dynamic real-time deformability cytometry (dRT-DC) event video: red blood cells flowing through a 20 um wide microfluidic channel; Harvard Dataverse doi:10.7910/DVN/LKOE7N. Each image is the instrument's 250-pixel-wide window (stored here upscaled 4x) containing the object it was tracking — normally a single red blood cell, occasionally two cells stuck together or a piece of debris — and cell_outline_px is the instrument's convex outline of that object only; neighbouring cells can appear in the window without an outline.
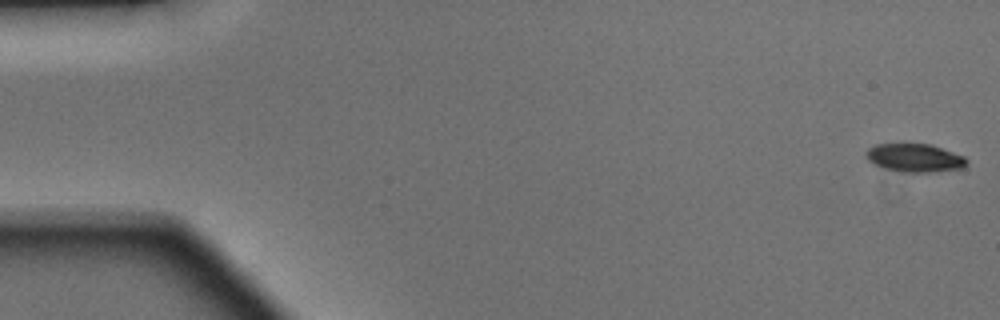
{"species": "Egyptian fruit bat (a non-hibernating species)", "species_latin": "Rousettus aegyptiacus", "temperature_condition": "warm", "stored_images_in_passage": 49, "camera_frame_rate_fps": 3000, "um_per_image_px": 0.085, "animal": {"sex": "male"}, "frame": {"image": 1, "passage_image": 1, "time_ms": 0.0, "image_size_px": [1000, 320], "cell_outline_px": [[968, 160], [964, 168], [924, 172], [904, 172], [884, 168], [868, 160], [864, 152], [868, 148], [876, 144], [932, 144], [964, 156]], "centroid_in_image_um": [77.75, 13.41], "position_along_channel_um": 7.2, "area_um2": 16.47}}
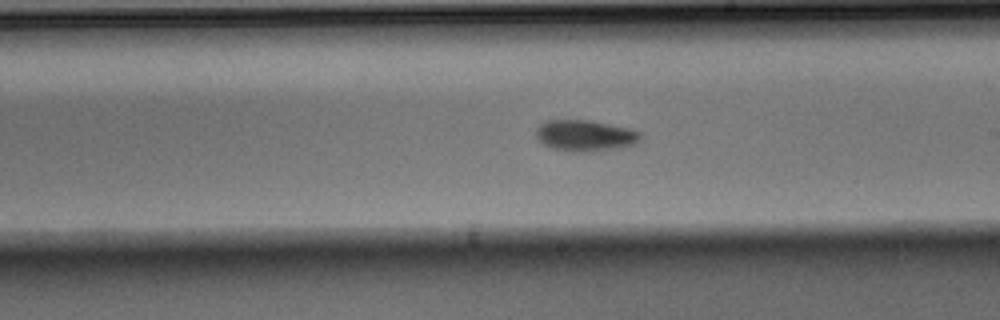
{"frame": {"image": 2, "passage_image": 28, "time_ms": 9.0, "image_size_px": [1000, 320], "cell_outline_px": [[644, 136], [636, 144], [620, 148], [592, 152], [572, 152], [552, 148], [544, 144], [536, 136], [536, 128], [540, 124], [548, 120], [592, 120], [628, 128], [640, 132]], "centroid_in_image_um": [49.78, 11.53], "position_along_channel_um": 239.2, "area_um2": 19.25}}
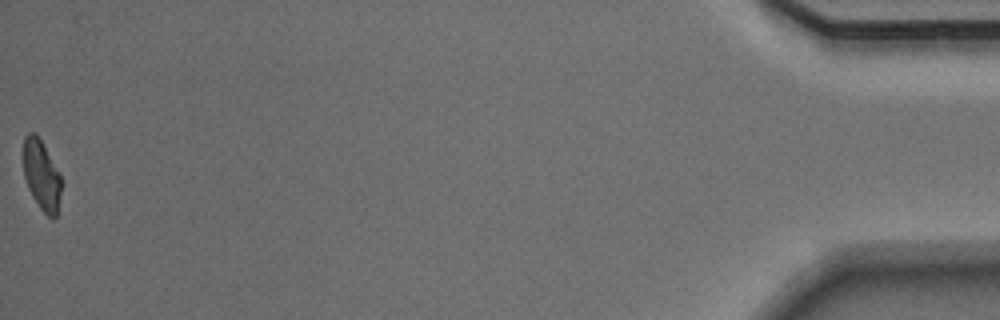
{"frame": {"image": 3, "passage_image": 49, "time_ms": 16.0, "image_size_px": [1000, 320], "cell_outline_px": [[60, 192], [56, 216], [52, 220], [40, 208], [32, 196], [28, 188], [24, 176], [24, 136], [28, 132], [36, 132], [60, 176]], "centroid_in_image_um": [3.5, 14.89], "position_along_channel_um": 431.7, "area_um2": 15.03}, "authors_computed_cell_mechanics": {"area_um2": 17.6868, "velocity_mm_per_s": 4.1612, "shape_relaxation_time_tau1_ms": 2.9957, "shape_relaxation_time_tau2_ms": null, "deformation_change_tau1": 0.1382, "deformation_change_tau2": null}}